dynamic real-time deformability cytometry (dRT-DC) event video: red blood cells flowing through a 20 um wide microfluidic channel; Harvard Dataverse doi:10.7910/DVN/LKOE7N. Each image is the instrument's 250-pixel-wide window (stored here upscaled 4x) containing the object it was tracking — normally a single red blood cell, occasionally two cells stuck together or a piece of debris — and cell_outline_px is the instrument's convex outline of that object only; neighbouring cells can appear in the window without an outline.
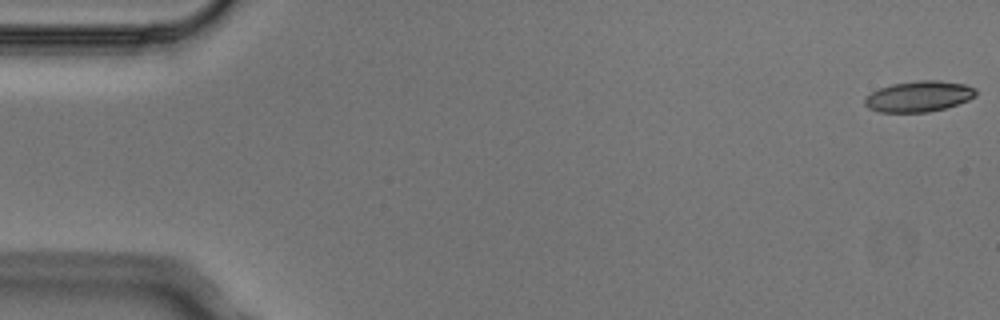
{"species": "Egyptian fruit bat (a non-hibernating species)", "species_latin": "Rousettus aegyptiacus", "temperature_condition": "cold", "stored_images_in_passage": 5, "camera_frame_rate_fps": 3000, "um_per_image_px": 0.085, "animal": {"sex": "male"}, "frame": {"image": 1, "passage_image": 1, "time_ms": 0.0, "image_size_px": [1000, 320], "cell_outline_px": [[976, 96], [968, 100], [944, 108], [928, 112], [880, 112], [868, 108], [864, 104], [864, 100], [872, 92], [880, 88], [892, 84], [916, 80], [940, 80], [964, 84], [976, 88]], "centroid_in_image_um": [78.11, 8.18], "position_along_channel_um": 6.9, "area_um2": 19.88}}
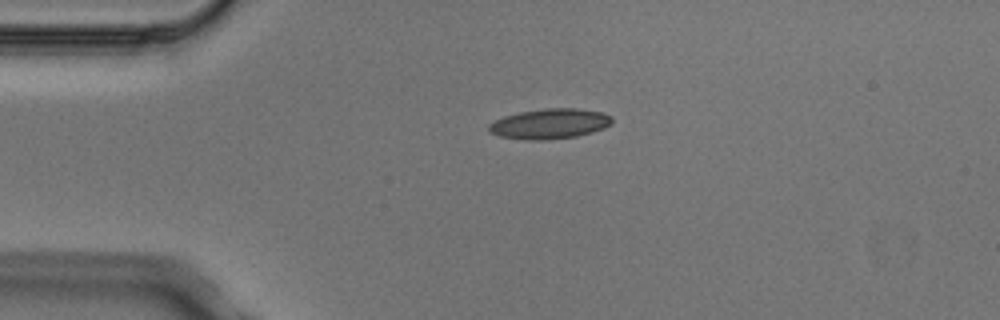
{"frame": {"image": 2, "passage_image": 4, "time_ms": 1.0, "image_size_px": [1000, 320], "cell_outline_px": [[612, 124], [604, 128], [592, 132], [576, 136], [544, 140], [528, 140], [500, 136], [488, 132], [488, 124], [504, 116], [520, 112], [548, 108], [576, 108], [604, 112], [612, 116]], "centroid_in_image_um": [46.75, 10.52], "position_along_channel_um": 38.3, "area_um2": 21.68}}